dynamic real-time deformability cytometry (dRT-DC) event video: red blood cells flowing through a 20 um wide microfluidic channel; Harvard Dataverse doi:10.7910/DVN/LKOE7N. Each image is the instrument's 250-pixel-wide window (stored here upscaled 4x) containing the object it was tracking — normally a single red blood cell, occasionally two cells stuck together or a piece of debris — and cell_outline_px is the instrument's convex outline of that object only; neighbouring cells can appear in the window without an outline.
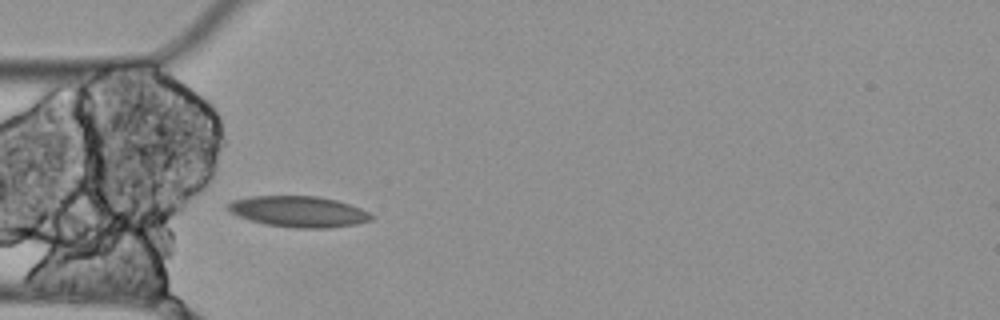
{"species": "Egyptian fruit bat (a non-hibernating species)", "species_latin": "Rousettus aegyptiacus", "temperature_condition": "cold", "stored_images_in_passage": 7, "camera_frame_rate_fps": 3000, "um_per_image_px": 0.085, "animal": {"sex": "female"}, "frame": {"image": 1, "passage_image": 5, "time_ms": 1.333, "image_size_px": [1000, 320], "cell_outline_px": [[372, 220], [356, 224], [328, 228], [296, 228], [264, 224], [228, 212], [224, 208], [224, 204], [232, 200], [248, 196], [320, 196], [336, 200], [360, 208], [368, 212], [372, 216]], "centroid_in_image_um": [25.31, 17.97], "position_along_channel_um": 59.7, "area_um2": 26.01}}
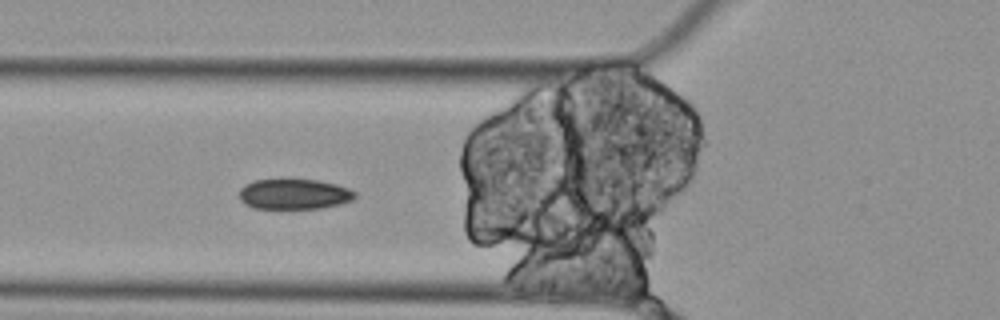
{"frame": {"image": 2, "passage_image": 6, "time_ms": 1.667, "image_size_px": [1000, 320], "cell_outline_px": [[356, 196], [352, 200], [340, 204], [320, 208], [252, 208], [244, 204], [240, 200], [240, 188], [244, 184], [252, 180], [320, 180], [336, 184], [348, 188], [356, 192]], "centroid_in_image_um": [24.99, 16.5], "position_along_channel_um": 100.8, "area_um2": 20.46}}
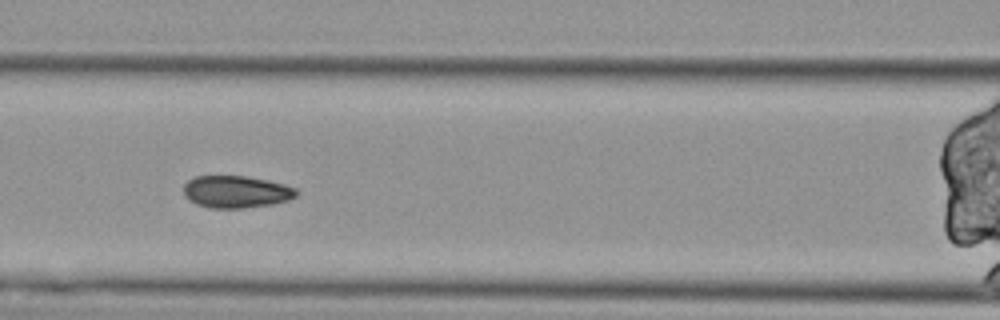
{"frame": {"image": 3, "passage_image": 7, "time_ms": 2.0, "image_size_px": [1000, 320], "cell_outline_px": [[300, 192], [296, 196], [288, 200], [272, 204], [244, 208], [212, 208], [196, 204], [184, 196], [184, 184], [188, 180], [196, 176], [248, 176], [268, 180], [284, 184], [296, 188]], "centroid_in_image_um": [20.09, 16.3], "position_along_channel_um": 146.5, "area_um2": 21.27}}